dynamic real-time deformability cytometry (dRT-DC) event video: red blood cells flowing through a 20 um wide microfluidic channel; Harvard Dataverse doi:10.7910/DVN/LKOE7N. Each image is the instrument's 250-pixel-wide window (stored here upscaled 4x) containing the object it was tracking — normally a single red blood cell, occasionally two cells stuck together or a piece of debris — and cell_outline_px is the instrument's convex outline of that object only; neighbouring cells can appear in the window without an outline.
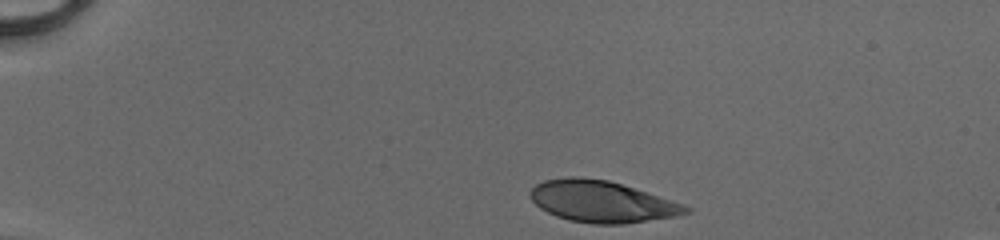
{"species": "human", "species_latin": "Homo sapiens", "temperature_condition": "cold", "stored_images_in_passage": 34, "camera_frame_rate_fps": 3000, "um_per_image_px": 0.085, "donor": {"sex": "male"}, "frame": {"image": 1, "passage_image": 1, "time_ms": 0.0, "image_size_px": [1000, 240], "cell_outline_px": [[692, 212], [676, 216], [624, 224], [592, 224], [568, 220], [556, 216], [540, 208], [532, 200], [528, 192], [536, 184], [544, 180], [572, 176], [580, 176], [608, 180], [684, 204], [692, 208]], "centroid_in_image_um": [51.14, 17.13], "position_along_channel_um": 33.9, "area_um2": 37.63}}
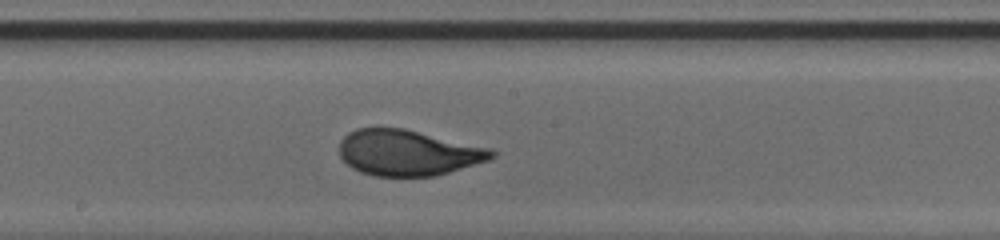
{"frame": {"image": 2, "passage_image": 20, "time_ms": 6.333, "image_size_px": [1000, 240], "cell_outline_px": [[496, 156], [488, 160], [436, 176], [372, 176], [360, 172], [352, 168], [340, 156], [340, 140], [348, 132], [356, 128], [404, 128], [492, 148], [496, 152]], "centroid_in_image_um": [34.68, 12.98], "position_along_channel_um": 213.5, "area_um2": 40.75}}
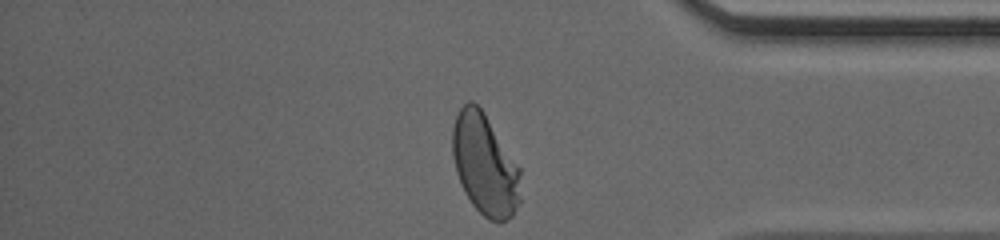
{"frame": {"image": 3, "passage_image": 34, "time_ms": 11.0, "image_size_px": [1000, 240], "cell_outline_px": [[520, 200], [512, 216], [500, 224], [488, 220], [472, 204], [464, 192], [460, 184], [456, 172], [452, 156], [452, 128], [456, 116], [460, 108], [468, 100], [472, 100], [484, 112], [520, 168]], "centroid_in_image_um": [41.2, 14.01], "position_along_channel_um": 394.0, "area_um2": 40.34}, "authors_computed_cell_mechanics": {"area_um2": 40.3733, "velocity_mm_per_s": 4.1301, "shape_relaxation_time_tau1_ms": 3.2675, "shape_relaxation_time_tau2_ms": null, "deformation_change_tau1": 0.1884, "deformation_change_tau2": null}}